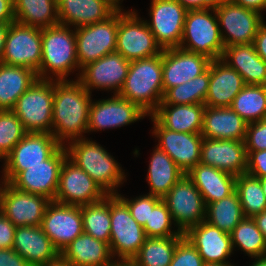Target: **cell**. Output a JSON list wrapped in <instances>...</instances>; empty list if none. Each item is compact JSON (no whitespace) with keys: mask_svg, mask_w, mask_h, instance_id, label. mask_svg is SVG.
Masks as SVG:
<instances>
[{"mask_svg":"<svg viewBox=\"0 0 266 266\" xmlns=\"http://www.w3.org/2000/svg\"><path fill=\"white\" fill-rule=\"evenodd\" d=\"M205 107L204 104H159L151 115L171 131L201 133Z\"/></svg>","mask_w":266,"mask_h":266,"instance_id":"obj_31","label":"cell"},{"mask_svg":"<svg viewBox=\"0 0 266 266\" xmlns=\"http://www.w3.org/2000/svg\"><path fill=\"white\" fill-rule=\"evenodd\" d=\"M208 57L179 47L162 51V81L164 93L204 73L211 63Z\"/></svg>","mask_w":266,"mask_h":266,"instance_id":"obj_22","label":"cell"},{"mask_svg":"<svg viewBox=\"0 0 266 266\" xmlns=\"http://www.w3.org/2000/svg\"><path fill=\"white\" fill-rule=\"evenodd\" d=\"M68 158L85 171L107 195H116V187L125 179L120 164L100 144L81 138L70 141ZM116 189V190H115Z\"/></svg>","mask_w":266,"mask_h":266,"instance_id":"obj_4","label":"cell"},{"mask_svg":"<svg viewBox=\"0 0 266 266\" xmlns=\"http://www.w3.org/2000/svg\"><path fill=\"white\" fill-rule=\"evenodd\" d=\"M232 248L239 247L251 258L266 256V239L251 217H244L230 233Z\"/></svg>","mask_w":266,"mask_h":266,"instance_id":"obj_41","label":"cell"},{"mask_svg":"<svg viewBox=\"0 0 266 266\" xmlns=\"http://www.w3.org/2000/svg\"><path fill=\"white\" fill-rule=\"evenodd\" d=\"M148 115L137 104L124 99L118 94L96 102L91 101L87 132L118 128Z\"/></svg>","mask_w":266,"mask_h":266,"instance_id":"obj_21","label":"cell"},{"mask_svg":"<svg viewBox=\"0 0 266 266\" xmlns=\"http://www.w3.org/2000/svg\"><path fill=\"white\" fill-rule=\"evenodd\" d=\"M69 28L70 26L57 24L41 29L42 60L37 73L38 79L63 81L67 80L73 70L80 69L75 28L74 31ZM51 73L55 79L49 76Z\"/></svg>","mask_w":266,"mask_h":266,"instance_id":"obj_3","label":"cell"},{"mask_svg":"<svg viewBox=\"0 0 266 266\" xmlns=\"http://www.w3.org/2000/svg\"><path fill=\"white\" fill-rule=\"evenodd\" d=\"M91 93L76 81L54 80L51 134L61 145L87 133Z\"/></svg>","mask_w":266,"mask_h":266,"instance_id":"obj_1","label":"cell"},{"mask_svg":"<svg viewBox=\"0 0 266 266\" xmlns=\"http://www.w3.org/2000/svg\"><path fill=\"white\" fill-rule=\"evenodd\" d=\"M154 124L152 135L158 140L157 147L167 153L176 165L187 174L201 160V133H185L164 128L152 115Z\"/></svg>","mask_w":266,"mask_h":266,"instance_id":"obj_19","label":"cell"},{"mask_svg":"<svg viewBox=\"0 0 266 266\" xmlns=\"http://www.w3.org/2000/svg\"><path fill=\"white\" fill-rule=\"evenodd\" d=\"M184 236L198 250L205 264L229 263L226 260L233 253L230 234L203 221L189 228Z\"/></svg>","mask_w":266,"mask_h":266,"instance_id":"obj_24","label":"cell"},{"mask_svg":"<svg viewBox=\"0 0 266 266\" xmlns=\"http://www.w3.org/2000/svg\"><path fill=\"white\" fill-rule=\"evenodd\" d=\"M130 62L118 52L107 54L84 66L77 80L89 93L95 88L114 90V94H118L128 75Z\"/></svg>","mask_w":266,"mask_h":266,"instance_id":"obj_20","label":"cell"},{"mask_svg":"<svg viewBox=\"0 0 266 266\" xmlns=\"http://www.w3.org/2000/svg\"><path fill=\"white\" fill-rule=\"evenodd\" d=\"M246 173L256 178L266 177V150L246 151Z\"/></svg>","mask_w":266,"mask_h":266,"instance_id":"obj_48","label":"cell"},{"mask_svg":"<svg viewBox=\"0 0 266 266\" xmlns=\"http://www.w3.org/2000/svg\"><path fill=\"white\" fill-rule=\"evenodd\" d=\"M259 181L261 183L262 190H263L264 195L266 197V177L259 178Z\"/></svg>","mask_w":266,"mask_h":266,"instance_id":"obj_61","label":"cell"},{"mask_svg":"<svg viewBox=\"0 0 266 266\" xmlns=\"http://www.w3.org/2000/svg\"><path fill=\"white\" fill-rule=\"evenodd\" d=\"M170 211L174 225L181 233L205 221L206 204L192 180L183 177L162 198Z\"/></svg>","mask_w":266,"mask_h":266,"instance_id":"obj_12","label":"cell"},{"mask_svg":"<svg viewBox=\"0 0 266 266\" xmlns=\"http://www.w3.org/2000/svg\"><path fill=\"white\" fill-rule=\"evenodd\" d=\"M198 250L184 236L177 244L170 266H204Z\"/></svg>","mask_w":266,"mask_h":266,"instance_id":"obj_46","label":"cell"},{"mask_svg":"<svg viewBox=\"0 0 266 266\" xmlns=\"http://www.w3.org/2000/svg\"><path fill=\"white\" fill-rule=\"evenodd\" d=\"M116 11L105 0H57L59 24L74 28L104 21Z\"/></svg>","mask_w":266,"mask_h":266,"instance_id":"obj_28","label":"cell"},{"mask_svg":"<svg viewBox=\"0 0 266 266\" xmlns=\"http://www.w3.org/2000/svg\"><path fill=\"white\" fill-rule=\"evenodd\" d=\"M39 266H72L61 254L54 260Z\"/></svg>","mask_w":266,"mask_h":266,"instance_id":"obj_57","label":"cell"},{"mask_svg":"<svg viewBox=\"0 0 266 266\" xmlns=\"http://www.w3.org/2000/svg\"><path fill=\"white\" fill-rule=\"evenodd\" d=\"M106 2H108L112 7H114L117 11H121L123 9H121L120 4V0H105Z\"/></svg>","mask_w":266,"mask_h":266,"instance_id":"obj_60","label":"cell"},{"mask_svg":"<svg viewBox=\"0 0 266 266\" xmlns=\"http://www.w3.org/2000/svg\"><path fill=\"white\" fill-rule=\"evenodd\" d=\"M54 80L37 79L11 109L27 132H52Z\"/></svg>","mask_w":266,"mask_h":266,"instance_id":"obj_6","label":"cell"},{"mask_svg":"<svg viewBox=\"0 0 266 266\" xmlns=\"http://www.w3.org/2000/svg\"><path fill=\"white\" fill-rule=\"evenodd\" d=\"M120 260V261H119ZM111 261L108 266H139L133 259H119Z\"/></svg>","mask_w":266,"mask_h":266,"instance_id":"obj_58","label":"cell"},{"mask_svg":"<svg viewBox=\"0 0 266 266\" xmlns=\"http://www.w3.org/2000/svg\"><path fill=\"white\" fill-rule=\"evenodd\" d=\"M67 157V150L62 145L50 158L42 161V164L28 166V169L21 171L9 184L19 191L42 195L54 201L61 167Z\"/></svg>","mask_w":266,"mask_h":266,"instance_id":"obj_14","label":"cell"},{"mask_svg":"<svg viewBox=\"0 0 266 266\" xmlns=\"http://www.w3.org/2000/svg\"><path fill=\"white\" fill-rule=\"evenodd\" d=\"M42 60L41 29L10 23L1 63L26 67L38 73Z\"/></svg>","mask_w":266,"mask_h":266,"instance_id":"obj_13","label":"cell"},{"mask_svg":"<svg viewBox=\"0 0 266 266\" xmlns=\"http://www.w3.org/2000/svg\"><path fill=\"white\" fill-rule=\"evenodd\" d=\"M16 226L0 212V249H11Z\"/></svg>","mask_w":266,"mask_h":266,"instance_id":"obj_49","label":"cell"},{"mask_svg":"<svg viewBox=\"0 0 266 266\" xmlns=\"http://www.w3.org/2000/svg\"><path fill=\"white\" fill-rule=\"evenodd\" d=\"M107 194L80 167L68 157L65 159L54 201L74 206L88 205L103 199Z\"/></svg>","mask_w":266,"mask_h":266,"instance_id":"obj_17","label":"cell"},{"mask_svg":"<svg viewBox=\"0 0 266 266\" xmlns=\"http://www.w3.org/2000/svg\"><path fill=\"white\" fill-rule=\"evenodd\" d=\"M62 145L50 133L28 132L4 158L2 180L10 183L28 166L42 164Z\"/></svg>","mask_w":266,"mask_h":266,"instance_id":"obj_9","label":"cell"},{"mask_svg":"<svg viewBox=\"0 0 266 266\" xmlns=\"http://www.w3.org/2000/svg\"><path fill=\"white\" fill-rule=\"evenodd\" d=\"M202 195L205 204L219 201L235 191L236 176L198 163L186 174Z\"/></svg>","mask_w":266,"mask_h":266,"instance_id":"obj_30","label":"cell"},{"mask_svg":"<svg viewBox=\"0 0 266 266\" xmlns=\"http://www.w3.org/2000/svg\"><path fill=\"white\" fill-rule=\"evenodd\" d=\"M118 25L119 11H116L104 21L75 28L79 71L87 64L115 52Z\"/></svg>","mask_w":266,"mask_h":266,"instance_id":"obj_10","label":"cell"},{"mask_svg":"<svg viewBox=\"0 0 266 266\" xmlns=\"http://www.w3.org/2000/svg\"><path fill=\"white\" fill-rule=\"evenodd\" d=\"M230 108L247 123L266 119V86L245 85L233 99Z\"/></svg>","mask_w":266,"mask_h":266,"instance_id":"obj_37","label":"cell"},{"mask_svg":"<svg viewBox=\"0 0 266 266\" xmlns=\"http://www.w3.org/2000/svg\"><path fill=\"white\" fill-rule=\"evenodd\" d=\"M147 173L146 179L151 189L147 194L161 199L185 174L172 158L157 146L153 150Z\"/></svg>","mask_w":266,"mask_h":266,"instance_id":"obj_33","label":"cell"},{"mask_svg":"<svg viewBox=\"0 0 266 266\" xmlns=\"http://www.w3.org/2000/svg\"><path fill=\"white\" fill-rule=\"evenodd\" d=\"M72 266H108L109 244L83 232L60 253ZM112 258V259H111Z\"/></svg>","mask_w":266,"mask_h":266,"instance_id":"obj_32","label":"cell"},{"mask_svg":"<svg viewBox=\"0 0 266 266\" xmlns=\"http://www.w3.org/2000/svg\"><path fill=\"white\" fill-rule=\"evenodd\" d=\"M151 21H145L162 49L180 46L187 9L177 0H152ZM149 22V23H148Z\"/></svg>","mask_w":266,"mask_h":266,"instance_id":"obj_16","label":"cell"},{"mask_svg":"<svg viewBox=\"0 0 266 266\" xmlns=\"http://www.w3.org/2000/svg\"><path fill=\"white\" fill-rule=\"evenodd\" d=\"M183 237H147L133 260L139 266H170L175 248Z\"/></svg>","mask_w":266,"mask_h":266,"instance_id":"obj_39","label":"cell"},{"mask_svg":"<svg viewBox=\"0 0 266 266\" xmlns=\"http://www.w3.org/2000/svg\"><path fill=\"white\" fill-rule=\"evenodd\" d=\"M179 48L204 55L212 61L221 58L225 46L214 8L187 11Z\"/></svg>","mask_w":266,"mask_h":266,"instance_id":"obj_5","label":"cell"},{"mask_svg":"<svg viewBox=\"0 0 266 266\" xmlns=\"http://www.w3.org/2000/svg\"><path fill=\"white\" fill-rule=\"evenodd\" d=\"M214 9L225 47L253 43L259 26L264 22L260 13L231 0H221Z\"/></svg>","mask_w":266,"mask_h":266,"instance_id":"obj_11","label":"cell"},{"mask_svg":"<svg viewBox=\"0 0 266 266\" xmlns=\"http://www.w3.org/2000/svg\"><path fill=\"white\" fill-rule=\"evenodd\" d=\"M12 248L31 266L45 264L60 255L40 226L16 227Z\"/></svg>","mask_w":266,"mask_h":266,"instance_id":"obj_27","label":"cell"},{"mask_svg":"<svg viewBox=\"0 0 266 266\" xmlns=\"http://www.w3.org/2000/svg\"><path fill=\"white\" fill-rule=\"evenodd\" d=\"M245 85L243 77L221 58L213 60L210 63V79L204 105L230 107Z\"/></svg>","mask_w":266,"mask_h":266,"instance_id":"obj_25","label":"cell"},{"mask_svg":"<svg viewBox=\"0 0 266 266\" xmlns=\"http://www.w3.org/2000/svg\"><path fill=\"white\" fill-rule=\"evenodd\" d=\"M235 191L238 194L245 217L253 218L266 210V197L259 178L248 173L236 176Z\"/></svg>","mask_w":266,"mask_h":266,"instance_id":"obj_42","label":"cell"},{"mask_svg":"<svg viewBox=\"0 0 266 266\" xmlns=\"http://www.w3.org/2000/svg\"><path fill=\"white\" fill-rule=\"evenodd\" d=\"M244 142L246 151L266 150V119L247 124Z\"/></svg>","mask_w":266,"mask_h":266,"instance_id":"obj_47","label":"cell"},{"mask_svg":"<svg viewBox=\"0 0 266 266\" xmlns=\"http://www.w3.org/2000/svg\"><path fill=\"white\" fill-rule=\"evenodd\" d=\"M1 192H2V185L0 186V198H1Z\"/></svg>","mask_w":266,"mask_h":266,"instance_id":"obj_63","label":"cell"},{"mask_svg":"<svg viewBox=\"0 0 266 266\" xmlns=\"http://www.w3.org/2000/svg\"><path fill=\"white\" fill-rule=\"evenodd\" d=\"M221 60L236 70L246 85L266 86V62L257 54L253 43L225 47Z\"/></svg>","mask_w":266,"mask_h":266,"instance_id":"obj_29","label":"cell"},{"mask_svg":"<svg viewBox=\"0 0 266 266\" xmlns=\"http://www.w3.org/2000/svg\"><path fill=\"white\" fill-rule=\"evenodd\" d=\"M0 266H31L13 248L0 249Z\"/></svg>","mask_w":266,"mask_h":266,"instance_id":"obj_50","label":"cell"},{"mask_svg":"<svg viewBox=\"0 0 266 266\" xmlns=\"http://www.w3.org/2000/svg\"><path fill=\"white\" fill-rule=\"evenodd\" d=\"M253 219L256 222L258 229L262 232L266 239V210L255 215Z\"/></svg>","mask_w":266,"mask_h":266,"instance_id":"obj_56","label":"cell"},{"mask_svg":"<svg viewBox=\"0 0 266 266\" xmlns=\"http://www.w3.org/2000/svg\"><path fill=\"white\" fill-rule=\"evenodd\" d=\"M200 163L234 176L244 174L247 169L245 142L203 138Z\"/></svg>","mask_w":266,"mask_h":266,"instance_id":"obj_23","label":"cell"},{"mask_svg":"<svg viewBox=\"0 0 266 266\" xmlns=\"http://www.w3.org/2000/svg\"><path fill=\"white\" fill-rule=\"evenodd\" d=\"M162 51L145 20H141L135 11H119L115 52L132 61L157 56Z\"/></svg>","mask_w":266,"mask_h":266,"instance_id":"obj_8","label":"cell"},{"mask_svg":"<svg viewBox=\"0 0 266 266\" xmlns=\"http://www.w3.org/2000/svg\"><path fill=\"white\" fill-rule=\"evenodd\" d=\"M40 227L61 253L84 232L81 206L51 201L46 208Z\"/></svg>","mask_w":266,"mask_h":266,"instance_id":"obj_18","label":"cell"},{"mask_svg":"<svg viewBox=\"0 0 266 266\" xmlns=\"http://www.w3.org/2000/svg\"><path fill=\"white\" fill-rule=\"evenodd\" d=\"M110 252L118 259H133L147 236L143 227L131 216L127 205L117 196L110 195Z\"/></svg>","mask_w":266,"mask_h":266,"instance_id":"obj_7","label":"cell"},{"mask_svg":"<svg viewBox=\"0 0 266 266\" xmlns=\"http://www.w3.org/2000/svg\"><path fill=\"white\" fill-rule=\"evenodd\" d=\"M204 266H234V264L232 265L231 263H226V264L208 263L204 264Z\"/></svg>","mask_w":266,"mask_h":266,"instance_id":"obj_62","label":"cell"},{"mask_svg":"<svg viewBox=\"0 0 266 266\" xmlns=\"http://www.w3.org/2000/svg\"><path fill=\"white\" fill-rule=\"evenodd\" d=\"M233 3L244 8L251 9L262 15V11L266 9V0H231Z\"/></svg>","mask_w":266,"mask_h":266,"instance_id":"obj_54","label":"cell"},{"mask_svg":"<svg viewBox=\"0 0 266 266\" xmlns=\"http://www.w3.org/2000/svg\"><path fill=\"white\" fill-rule=\"evenodd\" d=\"M0 212L16 227L40 226L50 199L38 194L19 191L2 182Z\"/></svg>","mask_w":266,"mask_h":266,"instance_id":"obj_15","label":"cell"},{"mask_svg":"<svg viewBox=\"0 0 266 266\" xmlns=\"http://www.w3.org/2000/svg\"><path fill=\"white\" fill-rule=\"evenodd\" d=\"M250 266H266V256L256 258L255 262H253Z\"/></svg>","mask_w":266,"mask_h":266,"instance_id":"obj_59","label":"cell"},{"mask_svg":"<svg viewBox=\"0 0 266 266\" xmlns=\"http://www.w3.org/2000/svg\"><path fill=\"white\" fill-rule=\"evenodd\" d=\"M210 79L209 68L194 79L168 89L160 104H204Z\"/></svg>","mask_w":266,"mask_h":266,"instance_id":"obj_40","label":"cell"},{"mask_svg":"<svg viewBox=\"0 0 266 266\" xmlns=\"http://www.w3.org/2000/svg\"><path fill=\"white\" fill-rule=\"evenodd\" d=\"M247 122L230 107L206 106L201 135L207 139L244 141Z\"/></svg>","mask_w":266,"mask_h":266,"instance_id":"obj_26","label":"cell"},{"mask_svg":"<svg viewBox=\"0 0 266 266\" xmlns=\"http://www.w3.org/2000/svg\"><path fill=\"white\" fill-rule=\"evenodd\" d=\"M244 217L236 191L228 197L206 205L205 221L228 234Z\"/></svg>","mask_w":266,"mask_h":266,"instance_id":"obj_36","label":"cell"},{"mask_svg":"<svg viewBox=\"0 0 266 266\" xmlns=\"http://www.w3.org/2000/svg\"><path fill=\"white\" fill-rule=\"evenodd\" d=\"M83 230L95 239L110 243V195L103 199L81 206Z\"/></svg>","mask_w":266,"mask_h":266,"instance_id":"obj_38","label":"cell"},{"mask_svg":"<svg viewBox=\"0 0 266 266\" xmlns=\"http://www.w3.org/2000/svg\"><path fill=\"white\" fill-rule=\"evenodd\" d=\"M257 54L266 62V24L263 22L253 41Z\"/></svg>","mask_w":266,"mask_h":266,"instance_id":"obj_51","label":"cell"},{"mask_svg":"<svg viewBox=\"0 0 266 266\" xmlns=\"http://www.w3.org/2000/svg\"><path fill=\"white\" fill-rule=\"evenodd\" d=\"M37 79L32 69L0 63V110H11Z\"/></svg>","mask_w":266,"mask_h":266,"instance_id":"obj_34","label":"cell"},{"mask_svg":"<svg viewBox=\"0 0 266 266\" xmlns=\"http://www.w3.org/2000/svg\"><path fill=\"white\" fill-rule=\"evenodd\" d=\"M124 99L137 104L148 116L162 102V53L157 56L132 60L128 75L118 93Z\"/></svg>","mask_w":266,"mask_h":266,"instance_id":"obj_2","label":"cell"},{"mask_svg":"<svg viewBox=\"0 0 266 266\" xmlns=\"http://www.w3.org/2000/svg\"><path fill=\"white\" fill-rule=\"evenodd\" d=\"M187 10L212 9L221 0H177Z\"/></svg>","mask_w":266,"mask_h":266,"instance_id":"obj_52","label":"cell"},{"mask_svg":"<svg viewBox=\"0 0 266 266\" xmlns=\"http://www.w3.org/2000/svg\"><path fill=\"white\" fill-rule=\"evenodd\" d=\"M15 22L44 29L59 24L57 0H13Z\"/></svg>","mask_w":266,"mask_h":266,"instance_id":"obj_35","label":"cell"},{"mask_svg":"<svg viewBox=\"0 0 266 266\" xmlns=\"http://www.w3.org/2000/svg\"><path fill=\"white\" fill-rule=\"evenodd\" d=\"M129 208L131 216L144 227L149 222L150 208H154L162 199L151 194L141 195L129 200L119 193L116 194Z\"/></svg>","mask_w":266,"mask_h":266,"instance_id":"obj_45","label":"cell"},{"mask_svg":"<svg viewBox=\"0 0 266 266\" xmlns=\"http://www.w3.org/2000/svg\"><path fill=\"white\" fill-rule=\"evenodd\" d=\"M27 133L12 110H0V154L3 158Z\"/></svg>","mask_w":266,"mask_h":266,"instance_id":"obj_43","label":"cell"},{"mask_svg":"<svg viewBox=\"0 0 266 266\" xmlns=\"http://www.w3.org/2000/svg\"><path fill=\"white\" fill-rule=\"evenodd\" d=\"M13 22H15L13 0H0V23Z\"/></svg>","mask_w":266,"mask_h":266,"instance_id":"obj_53","label":"cell"},{"mask_svg":"<svg viewBox=\"0 0 266 266\" xmlns=\"http://www.w3.org/2000/svg\"><path fill=\"white\" fill-rule=\"evenodd\" d=\"M10 23H0V63L4 52V45L6 41V35L9 30Z\"/></svg>","mask_w":266,"mask_h":266,"instance_id":"obj_55","label":"cell"},{"mask_svg":"<svg viewBox=\"0 0 266 266\" xmlns=\"http://www.w3.org/2000/svg\"><path fill=\"white\" fill-rule=\"evenodd\" d=\"M172 223L170 211L161 200L154 208H150L149 222L145 223L143 229L147 237H184L178 229L172 230Z\"/></svg>","mask_w":266,"mask_h":266,"instance_id":"obj_44","label":"cell"}]
</instances>
